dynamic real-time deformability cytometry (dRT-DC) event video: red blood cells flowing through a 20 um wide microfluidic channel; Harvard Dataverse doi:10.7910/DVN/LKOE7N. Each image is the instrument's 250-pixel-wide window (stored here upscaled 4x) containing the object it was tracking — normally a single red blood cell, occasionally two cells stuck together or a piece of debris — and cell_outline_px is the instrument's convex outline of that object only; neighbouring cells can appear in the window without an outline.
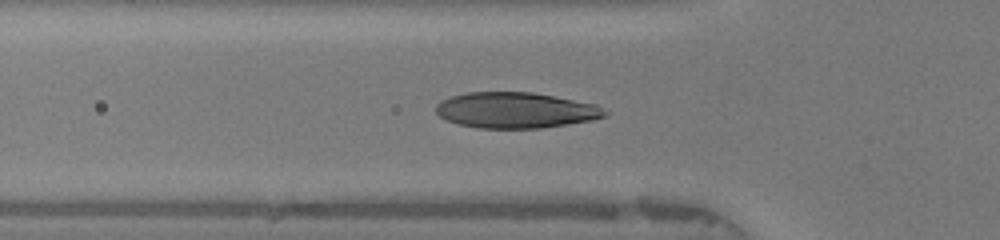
{"species": "human", "species_latin": "Homo sapiens", "temperature_condition": "warm", "stored_images_in_passage": 48, "camera_frame_rate_fps": 3000, "um_per_image_px": 0.085, "donor": {"sex": "female"}, "frame": {"image": 1, "passage_image": 16, "time_ms": 5.0, "image_size_px": [1000, 240], "cell_outline_px": [[608, 112], [604, 116], [592, 120], [568, 124], [540, 128], [476, 128], [460, 124], [448, 120], [440, 116], [436, 112], [436, 104], [440, 100], [448, 96], [468, 92], [532, 92], [596, 104]], "centroid_in_image_um": [43.8, 9.36], "position_along_channel_um": 82.0, "area_um2": 35.2}}
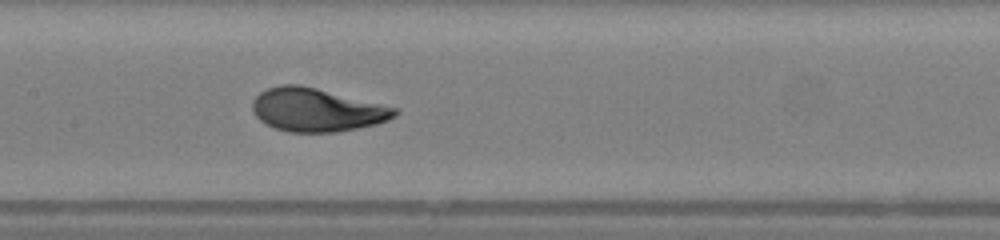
{"frame": {"image": 2, "passage_image": 23, "time_ms": 7.333, "image_size_px": [1000, 240], "cell_outline_px": [[400, 112], [396, 116], [388, 120], [376, 124], [336, 132], [288, 132], [276, 128], [260, 120], [252, 112], [252, 100], [260, 92], [268, 88], [280, 84], [300, 84], [396, 108]], "centroid_in_image_um": [26.89, 9.34], "position_along_channel_um": 180.5, "area_um2": 35.66}}
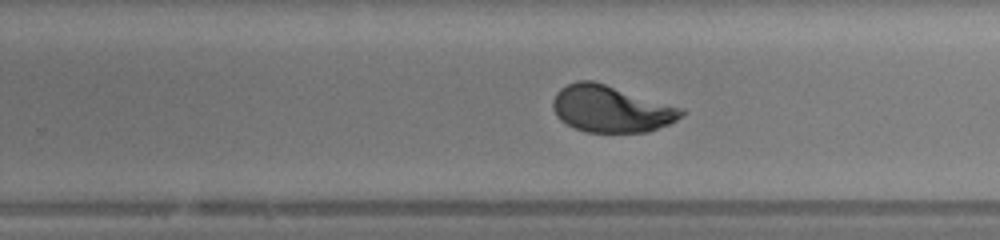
{"frame": {"image": 3, "passage_image": 30, "time_ms": 9.667, "image_size_px": [1000, 240], "cell_outline_px": [[684, 116], [668, 124], [648, 132], [584, 132], [560, 120], [556, 116], [552, 108], [552, 100], [556, 92], [560, 88], [576, 80], [592, 80], [684, 108]], "centroid_in_image_um": [51.92, 9.25], "position_along_channel_um": 277.9, "area_um2": 35.08}, "authors_computed_cell_mechanics": {"area_um2": 34.4777, "velocity_mm_per_s": 4.1936, "shape_relaxation_time_tau1_ms": 3.8718, "shape_relaxation_time_tau2_ms": null, "deformation_change_tau1": 0.2053, "deformation_change_tau2": null}}